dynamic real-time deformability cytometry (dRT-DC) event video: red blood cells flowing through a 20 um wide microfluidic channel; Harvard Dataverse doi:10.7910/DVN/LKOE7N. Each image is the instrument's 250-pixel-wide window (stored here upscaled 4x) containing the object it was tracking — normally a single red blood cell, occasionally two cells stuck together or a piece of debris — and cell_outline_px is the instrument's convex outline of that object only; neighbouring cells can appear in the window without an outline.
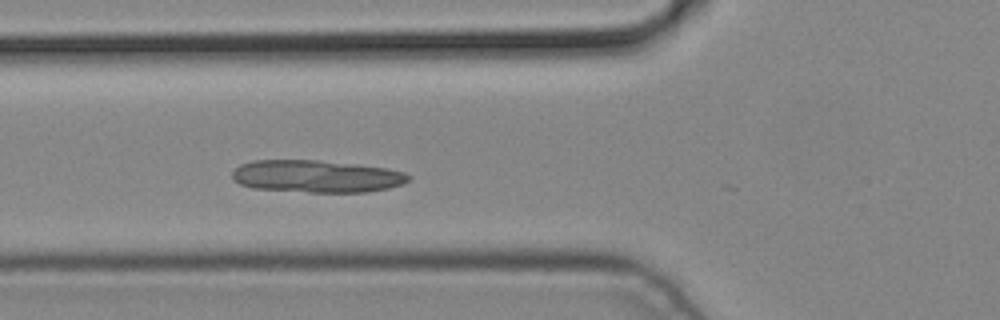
{"species": "common noctule bat (a hibernating species)", "species_latin": "Nyctalus noctula", "temperature_condition": "cold", "stored_images_in_passage": 4, "camera_frame_rate_fps": 3000, "um_per_image_px": 0.085, "animal": {"sex": "male", "body_mass_g": 19.2, "forearm_length_mm": 51.8}, "frame": {"image": 1, "passage_image": 4, "time_ms": 1.0, "image_size_px": [1000, 320], "cell_outline_px": [[412, 176], [404, 184], [388, 188], [368, 192], [308, 192], [252, 188], [240, 184], [232, 180], [232, 172], [240, 164], [252, 160], [316, 160], [356, 164], [388, 168], [404, 172]], "centroid_in_image_um": [26.9, 14.98], "position_along_channel_um": 98.9, "area_um2": 33.47}}